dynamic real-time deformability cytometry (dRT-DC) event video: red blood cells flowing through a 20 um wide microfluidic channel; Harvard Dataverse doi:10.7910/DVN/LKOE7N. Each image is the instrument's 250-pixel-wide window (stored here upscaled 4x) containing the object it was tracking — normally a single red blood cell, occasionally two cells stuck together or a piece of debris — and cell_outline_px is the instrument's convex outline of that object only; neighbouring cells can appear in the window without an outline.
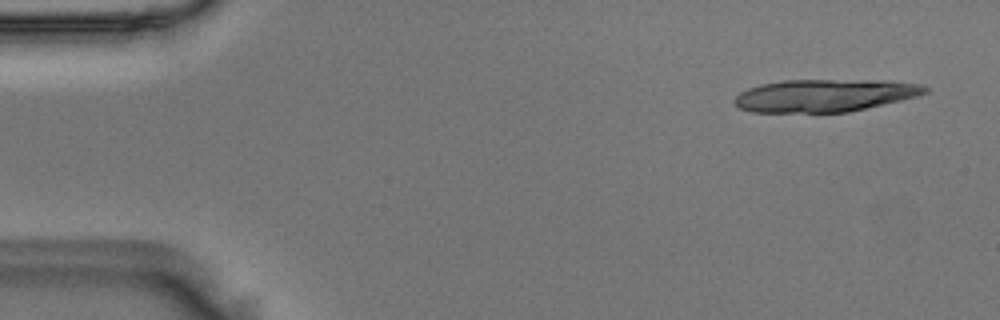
{"species": "Egyptian fruit bat (a non-hibernating species)", "species_latin": "Rousettus aegyptiacus", "temperature_condition": "room temperature", "stored_images_in_passage": 15, "camera_frame_rate_fps": 3000, "um_per_image_px": 0.085, "animal": {"sex": "male"}, "frame": {"image": 1, "passage_image": 3, "time_ms": 0.667, "image_size_px": [1000, 320], "cell_outline_px": [[928, 92], [916, 96], [900, 100], [848, 112], [752, 112], [740, 108], [732, 100], [740, 92], [748, 88], [760, 84], [784, 80], [888, 80], [920, 84], [928, 88]], "centroid_in_image_um": [70.07, 8.1], "position_along_channel_um": 14.9, "area_um2": 36.07}}